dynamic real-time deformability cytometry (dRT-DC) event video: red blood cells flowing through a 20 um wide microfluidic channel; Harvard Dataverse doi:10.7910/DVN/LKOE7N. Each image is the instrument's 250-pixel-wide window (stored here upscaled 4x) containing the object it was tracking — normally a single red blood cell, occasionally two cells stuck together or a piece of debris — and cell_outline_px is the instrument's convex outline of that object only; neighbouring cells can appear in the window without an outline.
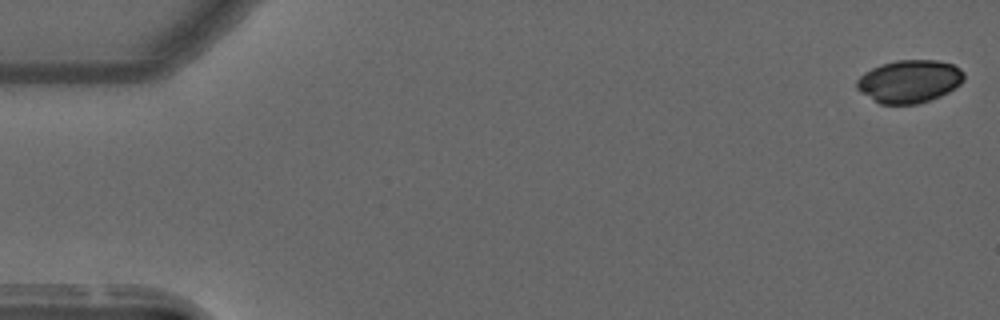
{"species": "common noctule bat (a hibernating species)", "species_latin": "Nyctalus noctula", "temperature_condition": "warm", "stored_images_in_passage": 54, "camera_frame_rate_fps": 3000, "um_per_image_px": 0.085, "animal": {"sex": "male", "forearm_length_mm": 52.5}, "frame": {"image": 1, "passage_image": 1, "time_ms": 0.0, "image_size_px": [1000, 320], "cell_outline_px": [[964, 80], [960, 84], [948, 92], [940, 96], [916, 104], [880, 104], [860, 92], [856, 88], [856, 80], [864, 72], [880, 64], [896, 60], [936, 60], [952, 64], [960, 68], [964, 72]], "centroid_in_image_um": [77.28, 6.9], "position_along_channel_um": 7.7, "area_um2": 26.82}}
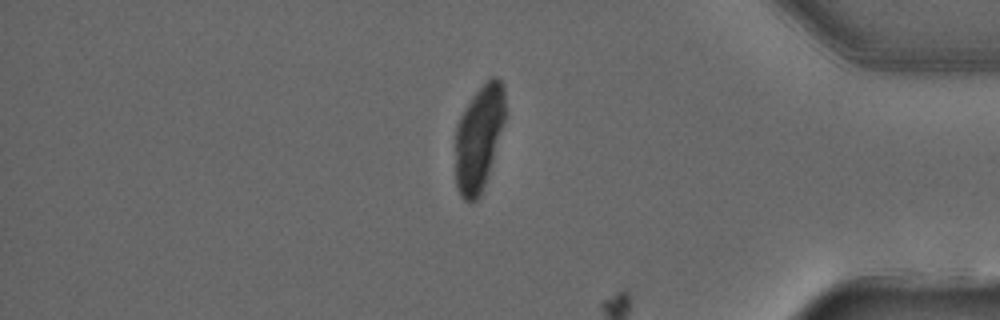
{"frame": {"image": 2, "passage_image": 47, "time_ms": 15.333, "image_size_px": [1000, 320], "cell_outline_px": [[504, 120], [488, 172], [480, 196], [476, 200], [464, 200], [460, 196], [456, 184], [456, 124], [464, 108], [472, 96], [492, 76], [496, 76], [504, 84]], "centroid_in_image_um": [40.68, 11.69], "position_along_channel_um": 394.5, "area_um2": 29.94}}